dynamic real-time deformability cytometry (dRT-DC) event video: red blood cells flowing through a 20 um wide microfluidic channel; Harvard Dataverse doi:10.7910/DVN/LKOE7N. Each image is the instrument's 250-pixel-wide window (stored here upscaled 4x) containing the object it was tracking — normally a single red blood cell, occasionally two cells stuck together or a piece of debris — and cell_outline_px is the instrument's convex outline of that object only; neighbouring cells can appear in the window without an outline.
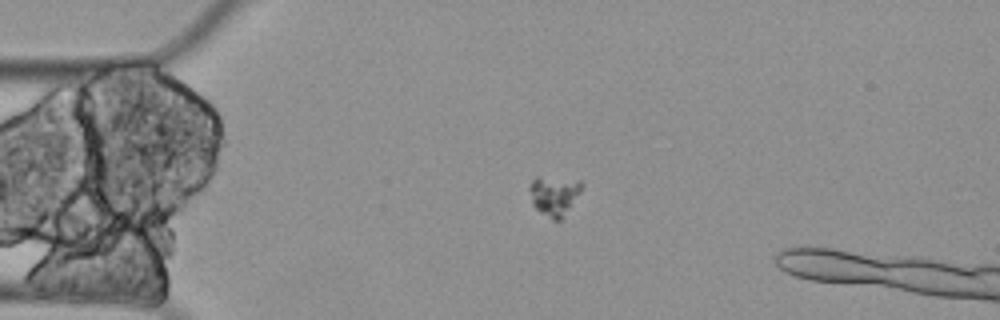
{"species": "Egyptian fruit bat (a non-hibernating species)", "species_latin": "Rousettus aegyptiacus", "temperature_condition": "cold", "stored_images_in_passage": 2, "camera_frame_rate_fps": 3000, "um_per_image_px": 0.085, "animal": {"sex": "female"}, "frame": {"image": 1, "passage_image": 2, "time_ms": 0.333, "image_size_px": [1000, 320], "cell_outline_px": [[584, 184], [580, 192], [560, 220], [552, 220], [540, 212], [532, 204], [528, 188], [532, 180], [536, 176], [580, 180]], "centroid_in_image_um": [47.08, 16.59], "position_along_channel_um": 37.9, "area_um2": 12.02}}